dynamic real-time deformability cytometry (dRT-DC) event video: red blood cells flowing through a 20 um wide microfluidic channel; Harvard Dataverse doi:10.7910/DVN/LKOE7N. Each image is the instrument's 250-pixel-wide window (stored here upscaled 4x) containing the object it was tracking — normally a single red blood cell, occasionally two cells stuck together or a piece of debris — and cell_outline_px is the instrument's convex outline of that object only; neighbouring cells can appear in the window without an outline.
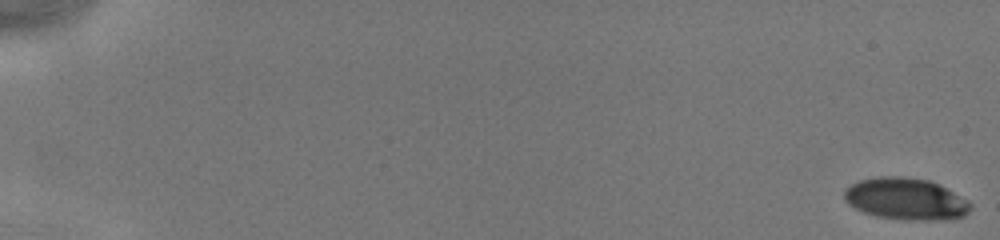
{"species": "human", "species_latin": "Homo sapiens", "temperature_condition": "cold", "stored_images_in_passage": 51, "camera_frame_rate_fps": 3000, "um_per_image_px": 0.085, "donor": {"sex": "male"}, "frame": {"image": 1, "passage_image": 1, "time_ms": 0.0, "image_size_px": [1000, 240], "cell_outline_px": [[972, 208], [964, 216], [936, 220], [900, 220], [876, 216], [864, 212], [848, 204], [844, 200], [844, 188], [860, 180], [880, 176], [900, 176], [928, 180], [940, 184], [968, 200], [972, 204]], "centroid_in_image_um": [76.99, 16.91], "position_along_channel_um": 8.0, "area_um2": 30.92}}
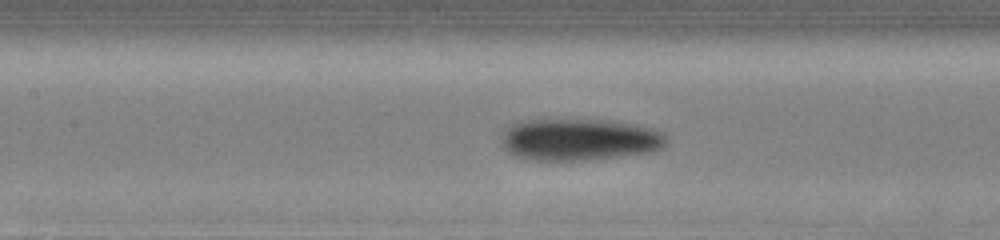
{"frame": {"image": 2, "passage_image": 26, "time_ms": 8.333, "image_size_px": [1000, 240], "cell_outline_px": [[668, 144], [652, 152], [592, 160], [524, 160], [512, 156], [504, 148], [500, 136], [512, 120], [576, 116], [616, 120], [636, 124], [652, 128], [664, 132], [668, 140]], "centroid_in_image_um": [49.19, 11.8], "position_along_channel_um": 158.2, "area_um2": 42.77}}
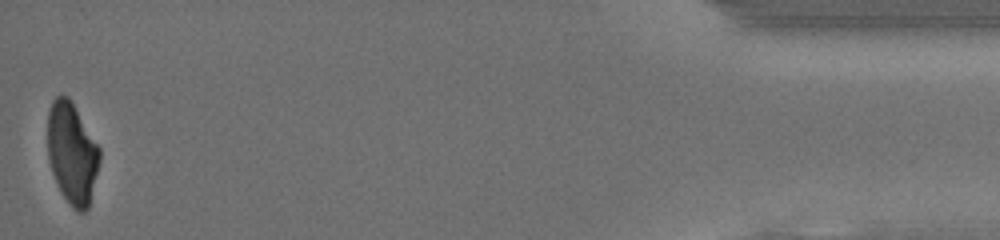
{"frame": {"image": 3, "passage_image": 51, "time_ms": 16.667, "image_size_px": [1000, 240], "cell_outline_px": [[100, 160], [88, 208], [84, 212], [76, 212], [72, 208], [60, 192], [52, 172], [48, 160], [48, 112], [52, 100], [56, 96], [68, 96], [100, 148]], "centroid_in_image_um": [6.11, 13.05], "position_along_channel_um": 429.1, "area_um2": 30.58}, "authors_computed_cell_mechanics": {"area_um2": 34.5644, "velocity_mm_per_s": 4.1871, "shape_relaxation_time_tau1_ms": 2.1059, "shape_relaxation_time_tau2_ms": 6.9648, "deformation_change_tau1": 0.1023, "deformation_change_tau2": 0.1044}}